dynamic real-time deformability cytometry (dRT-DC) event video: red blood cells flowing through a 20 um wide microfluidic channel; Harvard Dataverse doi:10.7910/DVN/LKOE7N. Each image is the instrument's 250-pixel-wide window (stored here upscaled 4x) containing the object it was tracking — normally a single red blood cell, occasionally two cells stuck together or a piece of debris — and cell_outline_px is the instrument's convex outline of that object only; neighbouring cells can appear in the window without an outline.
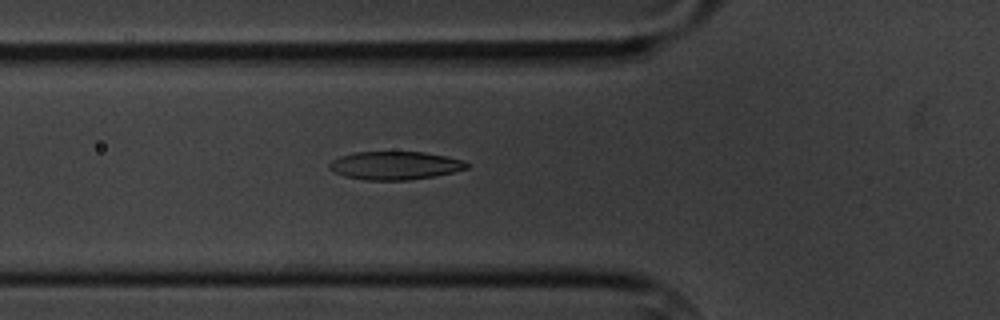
{"species": "common noctule bat (a hibernating species)", "species_latin": "Nyctalus noctula", "temperature_condition": "cold", "stored_images_in_passage": 6, "camera_frame_rate_fps": 3000, "um_per_image_px": 0.085, "animal": {"sex": "male", "body_mass_g": 20.1, "forearm_length_mm": 53.5}, "frame": {"image": 1, "passage_image": 6, "time_ms": 6.667, "image_size_px": [1000, 320], "cell_outline_px": [[468, 168], [452, 172], [432, 176], [408, 180], [364, 180], [344, 176], [328, 168], [328, 164], [332, 160], [340, 156], [352, 152], [424, 152], [464, 160], [468, 164]], "centroid_in_image_um": [33.54, 14.06], "position_along_channel_um": 92.3, "area_um2": 22.48}}